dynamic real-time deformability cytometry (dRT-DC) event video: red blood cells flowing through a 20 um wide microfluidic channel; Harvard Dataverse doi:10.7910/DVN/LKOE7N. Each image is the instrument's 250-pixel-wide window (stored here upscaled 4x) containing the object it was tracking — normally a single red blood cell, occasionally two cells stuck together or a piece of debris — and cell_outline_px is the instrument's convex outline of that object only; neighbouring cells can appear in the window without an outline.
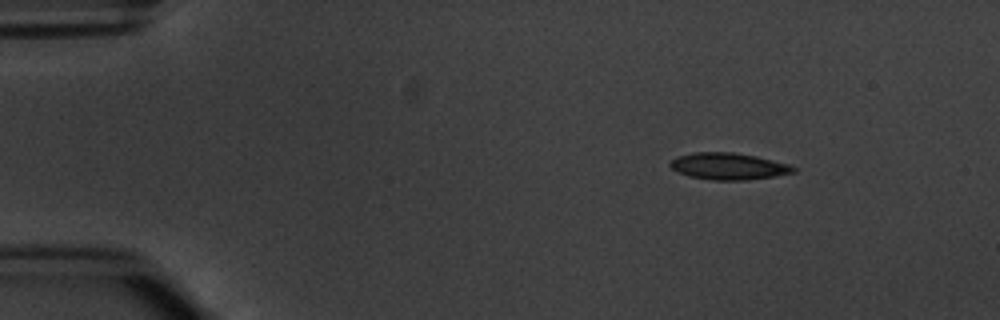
{"species": "common noctule bat (a hibernating species)", "species_latin": "Nyctalus noctula", "temperature_condition": "warm", "stored_images_in_passage": 5, "segment_of_instrument_passage": [1, 2], "camera_frame_rate_fps": 3000, "um_per_image_px": 0.085, "animal": {"sex": "male", "body_mass_g": 20.1, "forearm_length_mm": 53.5}, "frame": {"image": 1, "passage_image": 2, "time_ms": 1.0, "image_size_px": [1000, 320], "cell_outline_px": [[796, 172], [748, 180], [712, 180], [688, 176], [676, 172], [668, 164], [676, 156], [696, 152], [732, 152], [756, 156], [788, 164], [796, 168]], "centroid_in_image_um": [61.88, 14.13], "position_along_channel_um": 23.1, "area_um2": 19.19}}